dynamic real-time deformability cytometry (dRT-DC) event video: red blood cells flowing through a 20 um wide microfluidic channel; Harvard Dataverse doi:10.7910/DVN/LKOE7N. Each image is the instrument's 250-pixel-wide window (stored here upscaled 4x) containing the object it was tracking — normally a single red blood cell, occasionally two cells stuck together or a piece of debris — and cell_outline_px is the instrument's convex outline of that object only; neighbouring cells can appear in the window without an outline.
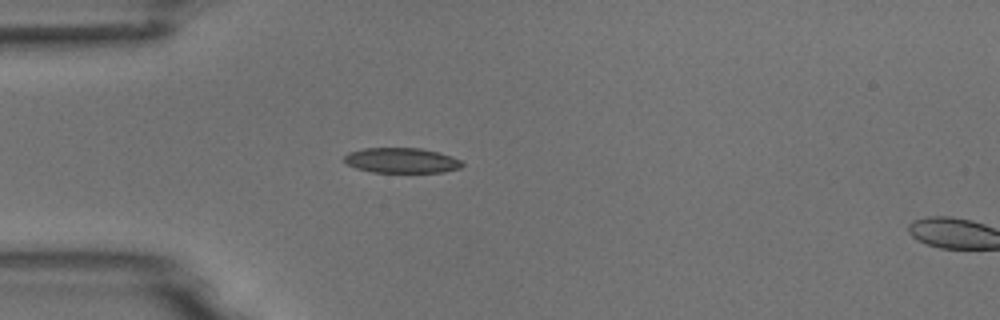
{"species": "common noctule bat (a hibernating species)", "species_latin": "Nyctalus noctula", "temperature_condition": "room temperature", "stored_images_in_passage": 2, "camera_frame_rate_fps": 3000, "um_per_image_px": 0.085, "animal": {"sex": "male", "body_mass_g": 18.8}, "frame": {"image": 1, "passage_image": 1, "time_ms": 0.0, "image_size_px": [1000, 320], "cell_outline_px": [[464, 164], [460, 168], [444, 172], [372, 172], [356, 168], [348, 164], [344, 160], [344, 156], [348, 152], [364, 148], [420, 148], [452, 156], [460, 160]], "centroid_in_image_um": [34.13, 13.63], "position_along_channel_um": 50.9, "area_um2": 17.22}}